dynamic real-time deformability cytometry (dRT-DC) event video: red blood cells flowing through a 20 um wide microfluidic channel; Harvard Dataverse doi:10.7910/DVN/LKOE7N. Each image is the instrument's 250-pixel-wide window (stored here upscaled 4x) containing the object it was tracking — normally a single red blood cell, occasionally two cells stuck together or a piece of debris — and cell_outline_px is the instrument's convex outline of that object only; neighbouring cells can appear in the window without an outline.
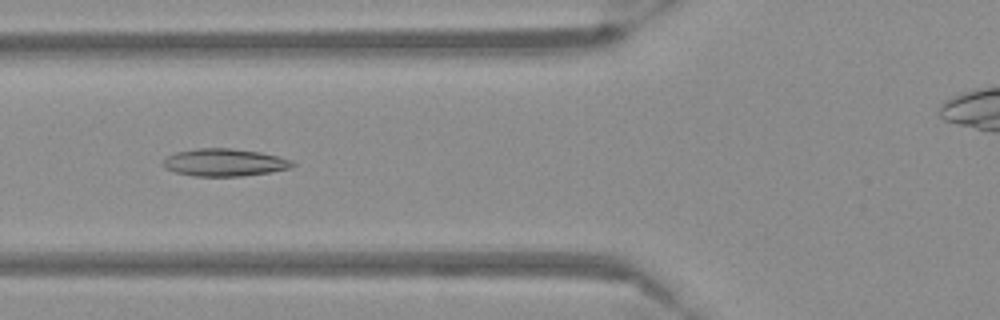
{"species": "Egyptian fruit bat (a non-hibernating species)", "species_latin": "Rousettus aegyptiacus", "temperature_condition": "warm", "stored_images_in_passage": 55, "segment_of_instrument_passage": [1, 2], "camera_frame_rate_fps": 3000, "um_per_image_px": 0.085, "frame": {"image": 1, "passage_image": 21, "time_ms": 6.667, "image_size_px": [1000, 320], "cell_outline_px": [[296, 164], [292, 168], [244, 176], [192, 176], [176, 172], [164, 168], [164, 160], [168, 156], [176, 152], [196, 148], [232, 148], [260, 152], [292, 160]], "centroid_in_image_um": [19.09, 13.81], "position_along_channel_um": 106.7, "area_um2": 20.69}}
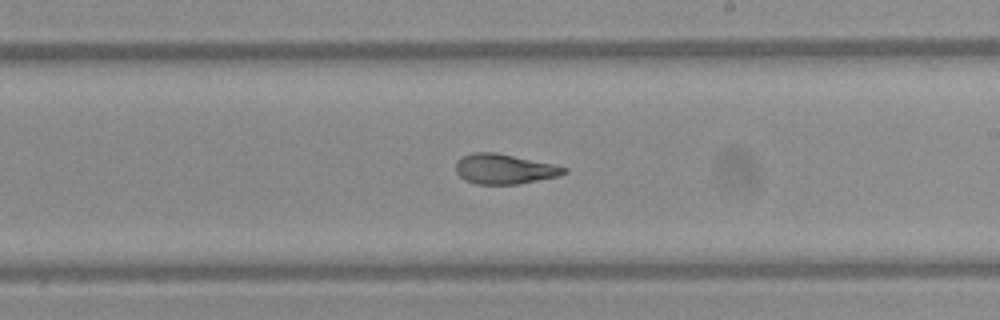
{"frame": {"image": 2, "passage_image": 32, "time_ms": 10.333, "image_size_px": [1000, 320], "cell_outline_px": [[568, 172], [560, 176], [516, 184], [476, 184], [464, 180], [456, 172], [456, 160], [460, 156], [472, 152], [496, 152], [552, 164], [568, 168]], "centroid_in_image_um": [42.84, 14.36], "position_along_channel_um": 246.2, "area_um2": 19.02}}
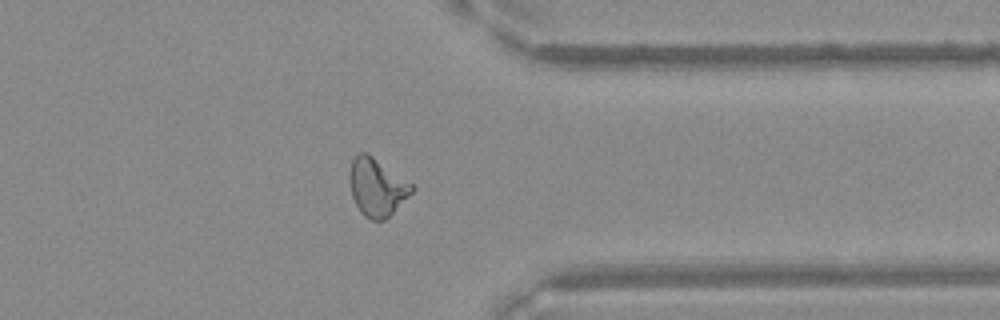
{"frame": {"image": 3, "passage_image": 43, "time_ms": 14.0, "image_size_px": [1000, 320], "cell_outline_px": [[416, 188], [384, 220], [372, 220], [364, 216], [360, 212], [352, 196], [348, 176], [352, 160], [360, 152], [368, 152], [416, 184]], "centroid_in_image_um": [32.06, 15.86], "position_along_channel_um": 379.3, "area_um2": 21.27}}